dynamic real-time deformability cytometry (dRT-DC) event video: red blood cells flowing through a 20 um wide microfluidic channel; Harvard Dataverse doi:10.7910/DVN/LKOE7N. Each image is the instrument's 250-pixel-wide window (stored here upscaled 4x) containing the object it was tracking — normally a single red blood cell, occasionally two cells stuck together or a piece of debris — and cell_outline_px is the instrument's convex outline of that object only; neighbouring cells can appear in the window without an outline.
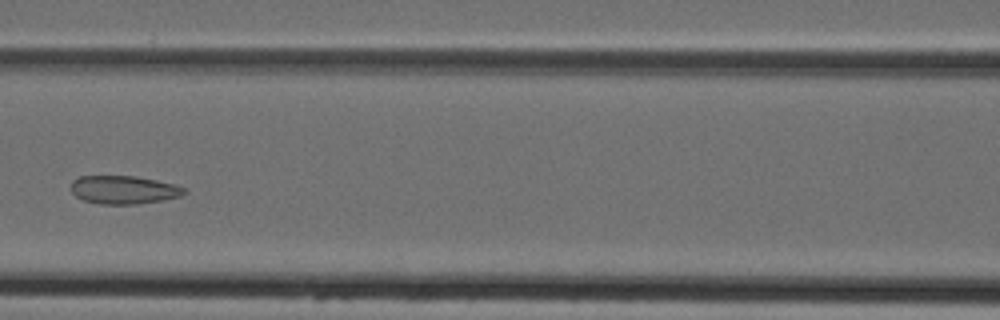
{"species": "Egyptian fruit bat (a non-hibernating species)", "species_latin": "Rousettus aegyptiacus", "temperature_condition": "cold", "stored_images_in_passage": 6, "camera_frame_rate_fps": 3000, "um_per_image_px": 0.085, "animal": {"sex": "female"}, "frame": {"image": 1, "passage_image": 6, "time_ms": 5.667, "image_size_px": [1000, 320], "cell_outline_px": [[188, 192], [180, 196], [160, 200], [136, 204], [100, 204], [84, 200], [76, 196], [72, 192], [72, 180], [80, 176], [136, 176], [156, 180], [172, 184], [184, 188]], "centroid_in_image_um": [10.5, 16.13], "position_along_channel_um": 156.1, "area_um2": 18.44}}